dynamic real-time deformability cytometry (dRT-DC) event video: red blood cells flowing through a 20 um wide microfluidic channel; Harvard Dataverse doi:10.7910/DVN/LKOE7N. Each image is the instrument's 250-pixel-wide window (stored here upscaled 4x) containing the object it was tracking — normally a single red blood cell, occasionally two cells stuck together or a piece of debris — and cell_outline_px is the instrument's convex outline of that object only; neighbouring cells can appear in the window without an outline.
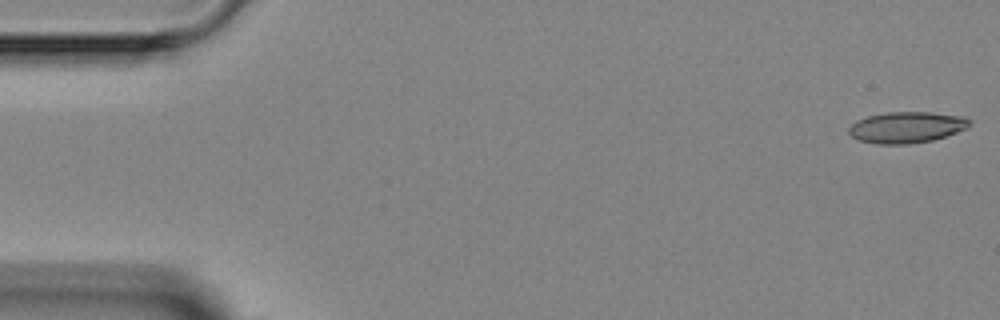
{"species": "Egyptian fruit bat (a non-hibernating species)", "species_latin": "Rousettus aegyptiacus", "temperature_condition": "room temperature", "stored_images_in_passage": 6, "camera_frame_rate_fps": 3000, "um_per_image_px": 0.085, "animal": {"sex": "female"}, "frame": {"image": 1, "passage_image": 1, "time_ms": 0.0, "image_size_px": [1000, 320], "cell_outline_px": [[972, 124], [968, 128], [932, 140], [908, 144], [876, 144], [860, 140], [852, 136], [848, 132], [848, 128], [856, 120], [868, 116], [888, 112], [932, 112], [964, 116], [972, 120]], "centroid_in_image_um": [77.09, 10.81], "position_along_channel_um": 7.9, "area_um2": 22.02}}
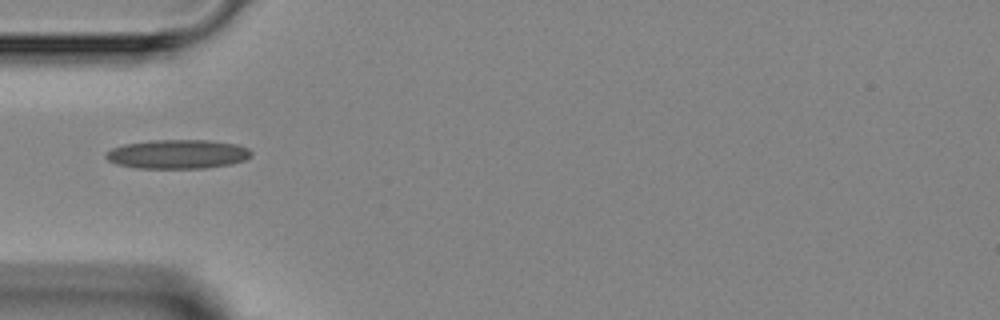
{"frame": {"image": 2, "passage_image": 5, "time_ms": 4.667, "image_size_px": [1000, 320], "cell_outline_px": [[252, 156], [244, 160], [232, 164], [204, 168], [136, 168], [116, 164], [108, 160], [104, 156], [112, 148], [124, 144], [152, 140], [208, 140], [236, 144], [248, 148], [252, 152]], "centroid_in_image_um": [15.11, 13.1], "position_along_channel_um": 69.9, "area_um2": 24.68}}
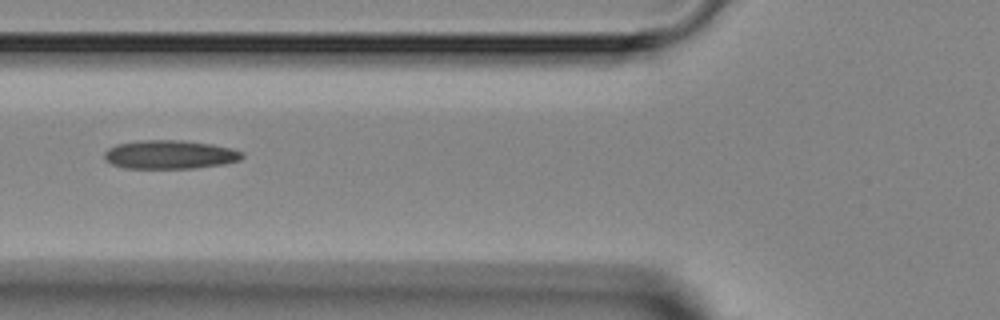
{"frame": {"image": 3, "passage_image": 6, "time_ms": 5.667, "image_size_px": [1000, 320], "cell_outline_px": [[244, 156], [240, 160], [224, 164], [192, 168], [124, 168], [112, 164], [104, 160], [104, 152], [108, 148], [116, 144], [140, 140], [184, 140], [212, 144], [232, 148], [244, 152]], "centroid_in_image_um": [14.44, 13.13], "position_along_channel_um": 111.4, "area_um2": 23.24}}